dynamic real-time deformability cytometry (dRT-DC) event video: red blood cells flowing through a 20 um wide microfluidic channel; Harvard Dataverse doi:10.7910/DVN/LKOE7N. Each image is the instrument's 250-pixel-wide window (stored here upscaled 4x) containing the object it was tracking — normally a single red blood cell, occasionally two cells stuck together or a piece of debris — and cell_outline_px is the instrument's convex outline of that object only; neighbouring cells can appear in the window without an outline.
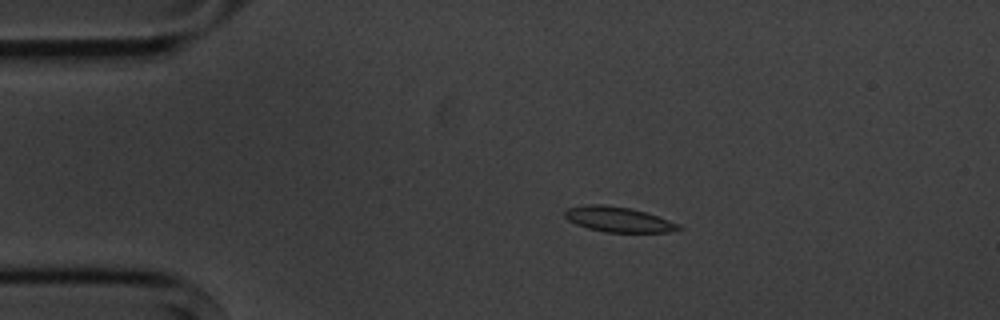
{"species": "common noctule bat (a hibernating species)", "species_latin": "Nyctalus noctula", "temperature_condition": "cold", "stored_images_in_passage": 4, "camera_frame_rate_fps": 3000, "um_per_image_px": 0.085, "animal": {"sex": "male", "body_mass_g": 20.1, "forearm_length_mm": 53.5}, "frame": {"image": 1, "passage_image": 2, "time_ms": 1.0, "image_size_px": [1000, 320], "cell_outline_px": [[684, 228], [672, 232], [604, 232], [588, 228], [576, 224], [568, 220], [564, 216], [564, 212], [568, 208], [584, 204], [604, 204], [632, 208], [680, 224]], "centroid_in_image_um": [52.55, 18.64], "position_along_channel_um": 32.5, "area_um2": 16.76}}
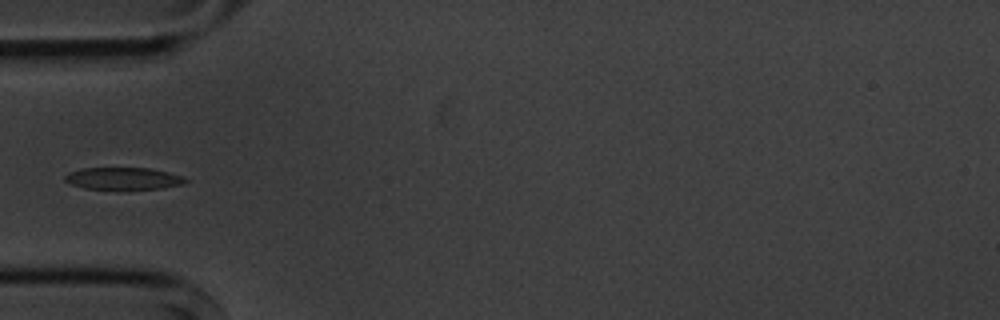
{"frame": {"image": 2, "passage_image": 4, "time_ms": 3.333, "image_size_px": [1000, 320], "cell_outline_px": [[188, 180], [184, 184], [164, 188], [116, 192], [84, 188], [72, 184], [64, 180], [64, 176], [68, 172], [80, 168], [148, 168], [168, 172], [184, 176]], "centroid_in_image_um": [10.48, 15.22], "position_along_channel_um": 74.5, "area_um2": 16.47}}